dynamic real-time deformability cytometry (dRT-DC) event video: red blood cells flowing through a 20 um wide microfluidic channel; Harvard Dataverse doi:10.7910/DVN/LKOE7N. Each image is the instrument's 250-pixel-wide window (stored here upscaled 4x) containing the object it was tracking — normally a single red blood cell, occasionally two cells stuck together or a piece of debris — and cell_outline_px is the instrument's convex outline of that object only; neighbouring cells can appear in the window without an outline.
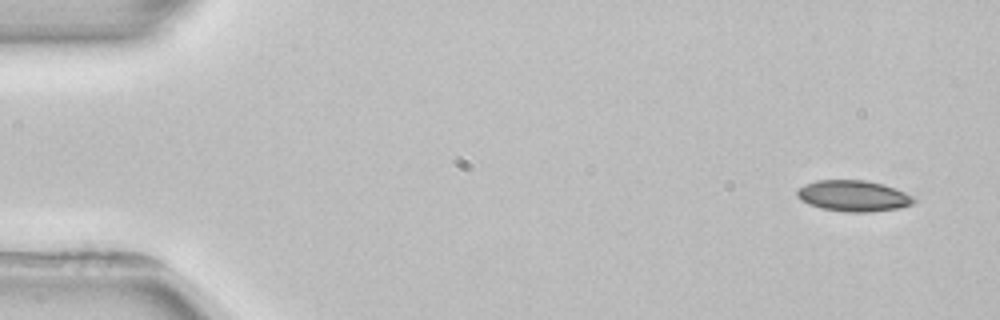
{"species": "common noctule bat (a hibernating species)", "species_latin": "Nyctalus noctula", "temperature_condition": "room temperature", "stored_images_in_passage": 4, "camera_frame_rate_fps": 3000, "um_per_image_px": 0.085, "animal": {"sex": "female", "body_mass_g": 22.7, "forearm_length_mm": 54.2}, "frame": {"image": 1, "passage_image": 1, "time_ms": 0.0, "image_size_px": [1000, 320], "cell_outline_px": [[916, 200], [912, 204], [900, 208], [868, 212], [848, 212], [820, 208], [808, 204], [800, 200], [796, 196], [796, 188], [804, 184], [816, 180], [864, 180], [884, 184], [896, 188], [912, 196]], "centroid_in_image_um": [72.5, 16.64], "position_along_channel_um": 12.5, "area_um2": 21.33}}
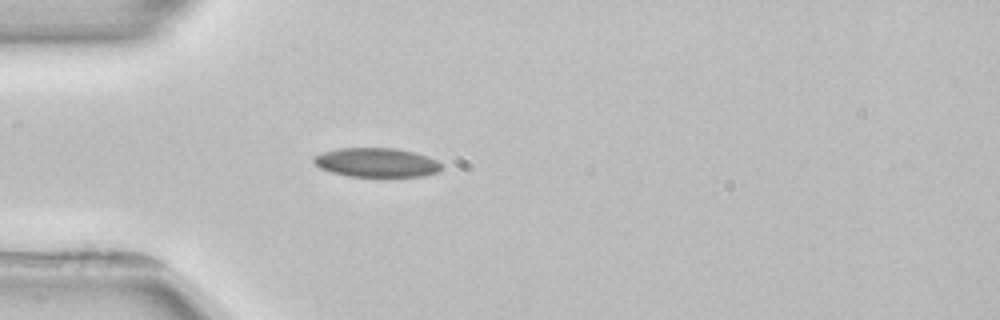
{"frame": {"image": 2, "passage_image": 4, "time_ms": 4.0, "image_size_px": [1000, 320], "cell_outline_px": [[444, 168], [440, 172], [424, 176], [348, 176], [332, 172], [320, 168], [312, 160], [312, 156], [324, 152], [340, 148], [396, 148], [412, 152], [436, 160], [444, 164]], "centroid_in_image_um": [32.03, 13.82], "position_along_channel_um": 53.0, "area_um2": 21.68}}